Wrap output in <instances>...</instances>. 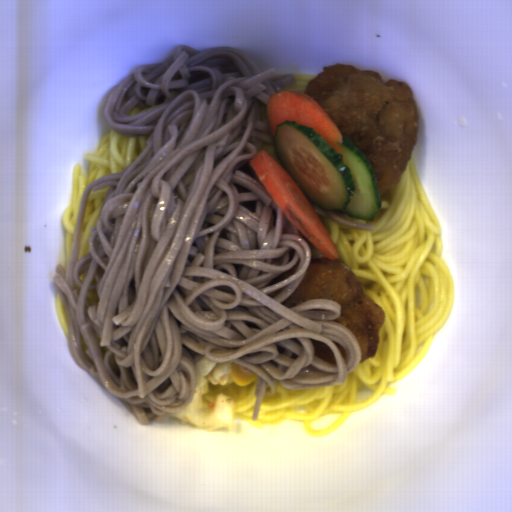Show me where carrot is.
Instances as JSON below:
<instances>
[{
  "label": "carrot",
  "instance_id": "b8716197",
  "mask_svg": "<svg viewBox=\"0 0 512 512\" xmlns=\"http://www.w3.org/2000/svg\"><path fill=\"white\" fill-rule=\"evenodd\" d=\"M249 165L274 204L302 236L330 261L339 259L325 223L281 162L261 149L249 159Z\"/></svg>",
  "mask_w": 512,
  "mask_h": 512
},
{
  "label": "carrot",
  "instance_id": "cead05ca",
  "mask_svg": "<svg viewBox=\"0 0 512 512\" xmlns=\"http://www.w3.org/2000/svg\"><path fill=\"white\" fill-rule=\"evenodd\" d=\"M266 113L272 137L275 138L278 124L296 121L299 125L312 127L330 147L341 154V132L324 108L311 96L284 89L281 93L272 94L266 104Z\"/></svg>",
  "mask_w": 512,
  "mask_h": 512
}]
</instances>
